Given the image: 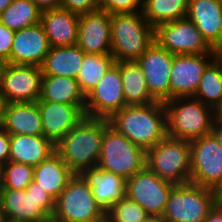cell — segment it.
<instances>
[{
	"label": "cell",
	"mask_w": 222,
	"mask_h": 222,
	"mask_svg": "<svg viewBox=\"0 0 222 222\" xmlns=\"http://www.w3.org/2000/svg\"><path fill=\"white\" fill-rule=\"evenodd\" d=\"M108 120L113 128L145 151L167 136L166 112L160 101L125 106Z\"/></svg>",
	"instance_id": "obj_1"
},
{
	"label": "cell",
	"mask_w": 222,
	"mask_h": 222,
	"mask_svg": "<svg viewBox=\"0 0 222 222\" xmlns=\"http://www.w3.org/2000/svg\"><path fill=\"white\" fill-rule=\"evenodd\" d=\"M108 119L84 117L57 144L56 152L73 174L98 165L104 128Z\"/></svg>",
	"instance_id": "obj_2"
},
{
	"label": "cell",
	"mask_w": 222,
	"mask_h": 222,
	"mask_svg": "<svg viewBox=\"0 0 222 222\" xmlns=\"http://www.w3.org/2000/svg\"><path fill=\"white\" fill-rule=\"evenodd\" d=\"M154 43V28L142 12L111 14V55L115 63L137 60Z\"/></svg>",
	"instance_id": "obj_3"
},
{
	"label": "cell",
	"mask_w": 222,
	"mask_h": 222,
	"mask_svg": "<svg viewBox=\"0 0 222 222\" xmlns=\"http://www.w3.org/2000/svg\"><path fill=\"white\" fill-rule=\"evenodd\" d=\"M164 108L168 137L191 141L211 133L215 120L214 110L198 99L173 98L164 102Z\"/></svg>",
	"instance_id": "obj_4"
},
{
	"label": "cell",
	"mask_w": 222,
	"mask_h": 222,
	"mask_svg": "<svg viewBox=\"0 0 222 222\" xmlns=\"http://www.w3.org/2000/svg\"><path fill=\"white\" fill-rule=\"evenodd\" d=\"M51 222H106V212L80 174H74L55 200Z\"/></svg>",
	"instance_id": "obj_5"
},
{
	"label": "cell",
	"mask_w": 222,
	"mask_h": 222,
	"mask_svg": "<svg viewBox=\"0 0 222 222\" xmlns=\"http://www.w3.org/2000/svg\"><path fill=\"white\" fill-rule=\"evenodd\" d=\"M0 207L8 222H51L55 200L32 181L26 190L0 189Z\"/></svg>",
	"instance_id": "obj_6"
},
{
	"label": "cell",
	"mask_w": 222,
	"mask_h": 222,
	"mask_svg": "<svg viewBox=\"0 0 222 222\" xmlns=\"http://www.w3.org/2000/svg\"><path fill=\"white\" fill-rule=\"evenodd\" d=\"M145 167L159 178L175 185L190 182L191 156L189 141L166 136L146 151Z\"/></svg>",
	"instance_id": "obj_7"
},
{
	"label": "cell",
	"mask_w": 222,
	"mask_h": 222,
	"mask_svg": "<svg viewBox=\"0 0 222 222\" xmlns=\"http://www.w3.org/2000/svg\"><path fill=\"white\" fill-rule=\"evenodd\" d=\"M145 165L146 151L132 143L108 123L104 128L97 166L127 180L142 171Z\"/></svg>",
	"instance_id": "obj_8"
},
{
	"label": "cell",
	"mask_w": 222,
	"mask_h": 222,
	"mask_svg": "<svg viewBox=\"0 0 222 222\" xmlns=\"http://www.w3.org/2000/svg\"><path fill=\"white\" fill-rule=\"evenodd\" d=\"M221 197L217 191L191 182L175 185L169 193L163 217L167 222H203Z\"/></svg>",
	"instance_id": "obj_9"
},
{
	"label": "cell",
	"mask_w": 222,
	"mask_h": 222,
	"mask_svg": "<svg viewBox=\"0 0 222 222\" xmlns=\"http://www.w3.org/2000/svg\"><path fill=\"white\" fill-rule=\"evenodd\" d=\"M189 143L190 182L217 191L222 196V147L212 133Z\"/></svg>",
	"instance_id": "obj_10"
},
{
	"label": "cell",
	"mask_w": 222,
	"mask_h": 222,
	"mask_svg": "<svg viewBox=\"0 0 222 222\" xmlns=\"http://www.w3.org/2000/svg\"><path fill=\"white\" fill-rule=\"evenodd\" d=\"M40 66L2 63L0 93L5 103L37 102L41 95Z\"/></svg>",
	"instance_id": "obj_11"
},
{
	"label": "cell",
	"mask_w": 222,
	"mask_h": 222,
	"mask_svg": "<svg viewBox=\"0 0 222 222\" xmlns=\"http://www.w3.org/2000/svg\"><path fill=\"white\" fill-rule=\"evenodd\" d=\"M154 41L174 55L215 53L187 17L156 26Z\"/></svg>",
	"instance_id": "obj_12"
},
{
	"label": "cell",
	"mask_w": 222,
	"mask_h": 222,
	"mask_svg": "<svg viewBox=\"0 0 222 222\" xmlns=\"http://www.w3.org/2000/svg\"><path fill=\"white\" fill-rule=\"evenodd\" d=\"M125 106L120 62H117L107 70L104 77L85 96V116L110 119Z\"/></svg>",
	"instance_id": "obj_13"
},
{
	"label": "cell",
	"mask_w": 222,
	"mask_h": 222,
	"mask_svg": "<svg viewBox=\"0 0 222 222\" xmlns=\"http://www.w3.org/2000/svg\"><path fill=\"white\" fill-rule=\"evenodd\" d=\"M174 186L145 167L126 180V196L144 208L150 216H163L169 193Z\"/></svg>",
	"instance_id": "obj_14"
},
{
	"label": "cell",
	"mask_w": 222,
	"mask_h": 222,
	"mask_svg": "<svg viewBox=\"0 0 222 222\" xmlns=\"http://www.w3.org/2000/svg\"><path fill=\"white\" fill-rule=\"evenodd\" d=\"M174 54L154 43L136 60L150 95L160 102L170 100V75Z\"/></svg>",
	"instance_id": "obj_15"
},
{
	"label": "cell",
	"mask_w": 222,
	"mask_h": 222,
	"mask_svg": "<svg viewBox=\"0 0 222 222\" xmlns=\"http://www.w3.org/2000/svg\"><path fill=\"white\" fill-rule=\"evenodd\" d=\"M215 53L174 55L170 75V99L193 97L200 78Z\"/></svg>",
	"instance_id": "obj_16"
},
{
	"label": "cell",
	"mask_w": 222,
	"mask_h": 222,
	"mask_svg": "<svg viewBox=\"0 0 222 222\" xmlns=\"http://www.w3.org/2000/svg\"><path fill=\"white\" fill-rule=\"evenodd\" d=\"M77 45L87 54H111V14L102 9L80 14Z\"/></svg>",
	"instance_id": "obj_17"
},
{
	"label": "cell",
	"mask_w": 222,
	"mask_h": 222,
	"mask_svg": "<svg viewBox=\"0 0 222 222\" xmlns=\"http://www.w3.org/2000/svg\"><path fill=\"white\" fill-rule=\"evenodd\" d=\"M43 136L55 145L85 117V105L37 101Z\"/></svg>",
	"instance_id": "obj_18"
},
{
	"label": "cell",
	"mask_w": 222,
	"mask_h": 222,
	"mask_svg": "<svg viewBox=\"0 0 222 222\" xmlns=\"http://www.w3.org/2000/svg\"><path fill=\"white\" fill-rule=\"evenodd\" d=\"M51 46L40 23L14 34L9 63L41 66Z\"/></svg>",
	"instance_id": "obj_19"
},
{
	"label": "cell",
	"mask_w": 222,
	"mask_h": 222,
	"mask_svg": "<svg viewBox=\"0 0 222 222\" xmlns=\"http://www.w3.org/2000/svg\"><path fill=\"white\" fill-rule=\"evenodd\" d=\"M186 17L213 49L222 42V0H190Z\"/></svg>",
	"instance_id": "obj_20"
},
{
	"label": "cell",
	"mask_w": 222,
	"mask_h": 222,
	"mask_svg": "<svg viewBox=\"0 0 222 222\" xmlns=\"http://www.w3.org/2000/svg\"><path fill=\"white\" fill-rule=\"evenodd\" d=\"M40 24L48 37L51 47L77 44L79 14L63 8L46 10L41 13Z\"/></svg>",
	"instance_id": "obj_21"
},
{
	"label": "cell",
	"mask_w": 222,
	"mask_h": 222,
	"mask_svg": "<svg viewBox=\"0 0 222 222\" xmlns=\"http://www.w3.org/2000/svg\"><path fill=\"white\" fill-rule=\"evenodd\" d=\"M0 126L10 135H43L37 102L5 103Z\"/></svg>",
	"instance_id": "obj_22"
},
{
	"label": "cell",
	"mask_w": 222,
	"mask_h": 222,
	"mask_svg": "<svg viewBox=\"0 0 222 222\" xmlns=\"http://www.w3.org/2000/svg\"><path fill=\"white\" fill-rule=\"evenodd\" d=\"M100 207L107 212L116 202L126 196V179L98 166L82 174Z\"/></svg>",
	"instance_id": "obj_23"
},
{
	"label": "cell",
	"mask_w": 222,
	"mask_h": 222,
	"mask_svg": "<svg viewBox=\"0 0 222 222\" xmlns=\"http://www.w3.org/2000/svg\"><path fill=\"white\" fill-rule=\"evenodd\" d=\"M56 152V145L43 135H10L9 161L36 167Z\"/></svg>",
	"instance_id": "obj_24"
},
{
	"label": "cell",
	"mask_w": 222,
	"mask_h": 222,
	"mask_svg": "<svg viewBox=\"0 0 222 222\" xmlns=\"http://www.w3.org/2000/svg\"><path fill=\"white\" fill-rule=\"evenodd\" d=\"M73 175L69 166L55 152L34 167L33 181L56 200Z\"/></svg>",
	"instance_id": "obj_25"
},
{
	"label": "cell",
	"mask_w": 222,
	"mask_h": 222,
	"mask_svg": "<svg viewBox=\"0 0 222 222\" xmlns=\"http://www.w3.org/2000/svg\"><path fill=\"white\" fill-rule=\"evenodd\" d=\"M84 52L79 46L51 47L41 67L42 75L76 79L83 62Z\"/></svg>",
	"instance_id": "obj_26"
},
{
	"label": "cell",
	"mask_w": 222,
	"mask_h": 222,
	"mask_svg": "<svg viewBox=\"0 0 222 222\" xmlns=\"http://www.w3.org/2000/svg\"><path fill=\"white\" fill-rule=\"evenodd\" d=\"M38 101L85 105V95L74 78L43 75L41 95Z\"/></svg>",
	"instance_id": "obj_27"
},
{
	"label": "cell",
	"mask_w": 222,
	"mask_h": 222,
	"mask_svg": "<svg viewBox=\"0 0 222 222\" xmlns=\"http://www.w3.org/2000/svg\"><path fill=\"white\" fill-rule=\"evenodd\" d=\"M120 74L126 106L146 105L156 101L150 95L145 75L136 60L121 61Z\"/></svg>",
	"instance_id": "obj_28"
},
{
	"label": "cell",
	"mask_w": 222,
	"mask_h": 222,
	"mask_svg": "<svg viewBox=\"0 0 222 222\" xmlns=\"http://www.w3.org/2000/svg\"><path fill=\"white\" fill-rule=\"evenodd\" d=\"M190 0H144L143 16L156 26L186 17Z\"/></svg>",
	"instance_id": "obj_29"
},
{
	"label": "cell",
	"mask_w": 222,
	"mask_h": 222,
	"mask_svg": "<svg viewBox=\"0 0 222 222\" xmlns=\"http://www.w3.org/2000/svg\"><path fill=\"white\" fill-rule=\"evenodd\" d=\"M215 61V62H214ZM213 110L222 99V63L216 58L204 70L193 96Z\"/></svg>",
	"instance_id": "obj_30"
},
{
	"label": "cell",
	"mask_w": 222,
	"mask_h": 222,
	"mask_svg": "<svg viewBox=\"0 0 222 222\" xmlns=\"http://www.w3.org/2000/svg\"><path fill=\"white\" fill-rule=\"evenodd\" d=\"M41 13L32 0H13L0 14V22L16 32L40 23Z\"/></svg>",
	"instance_id": "obj_31"
},
{
	"label": "cell",
	"mask_w": 222,
	"mask_h": 222,
	"mask_svg": "<svg viewBox=\"0 0 222 222\" xmlns=\"http://www.w3.org/2000/svg\"><path fill=\"white\" fill-rule=\"evenodd\" d=\"M114 63L115 61L111 54H84L76 80L85 96L104 77L107 70Z\"/></svg>",
	"instance_id": "obj_32"
},
{
	"label": "cell",
	"mask_w": 222,
	"mask_h": 222,
	"mask_svg": "<svg viewBox=\"0 0 222 222\" xmlns=\"http://www.w3.org/2000/svg\"><path fill=\"white\" fill-rule=\"evenodd\" d=\"M148 217L146 210L127 196L106 212V222H145Z\"/></svg>",
	"instance_id": "obj_33"
},
{
	"label": "cell",
	"mask_w": 222,
	"mask_h": 222,
	"mask_svg": "<svg viewBox=\"0 0 222 222\" xmlns=\"http://www.w3.org/2000/svg\"><path fill=\"white\" fill-rule=\"evenodd\" d=\"M34 167L12 161L3 165V185L1 189L26 190L33 181Z\"/></svg>",
	"instance_id": "obj_34"
},
{
	"label": "cell",
	"mask_w": 222,
	"mask_h": 222,
	"mask_svg": "<svg viewBox=\"0 0 222 222\" xmlns=\"http://www.w3.org/2000/svg\"><path fill=\"white\" fill-rule=\"evenodd\" d=\"M143 10L144 0H100V9L105 10L109 14L114 13H135L136 8Z\"/></svg>",
	"instance_id": "obj_35"
},
{
	"label": "cell",
	"mask_w": 222,
	"mask_h": 222,
	"mask_svg": "<svg viewBox=\"0 0 222 222\" xmlns=\"http://www.w3.org/2000/svg\"><path fill=\"white\" fill-rule=\"evenodd\" d=\"M61 8L80 15L100 9V0H61Z\"/></svg>",
	"instance_id": "obj_36"
},
{
	"label": "cell",
	"mask_w": 222,
	"mask_h": 222,
	"mask_svg": "<svg viewBox=\"0 0 222 222\" xmlns=\"http://www.w3.org/2000/svg\"><path fill=\"white\" fill-rule=\"evenodd\" d=\"M15 32L0 22V62L9 63Z\"/></svg>",
	"instance_id": "obj_37"
},
{
	"label": "cell",
	"mask_w": 222,
	"mask_h": 222,
	"mask_svg": "<svg viewBox=\"0 0 222 222\" xmlns=\"http://www.w3.org/2000/svg\"><path fill=\"white\" fill-rule=\"evenodd\" d=\"M10 158V134L0 126V164L5 165Z\"/></svg>",
	"instance_id": "obj_38"
},
{
	"label": "cell",
	"mask_w": 222,
	"mask_h": 222,
	"mask_svg": "<svg viewBox=\"0 0 222 222\" xmlns=\"http://www.w3.org/2000/svg\"><path fill=\"white\" fill-rule=\"evenodd\" d=\"M203 222H222V197L210 209Z\"/></svg>",
	"instance_id": "obj_39"
},
{
	"label": "cell",
	"mask_w": 222,
	"mask_h": 222,
	"mask_svg": "<svg viewBox=\"0 0 222 222\" xmlns=\"http://www.w3.org/2000/svg\"><path fill=\"white\" fill-rule=\"evenodd\" d=\"M32 1L42 12L61 7V0H32Z\"/></svg>",
	"instance_id": "obj_40"
},
{
	"label": "cell",
	"mask_w": 222,
	"mask_h": 222,
	"mask_svg": "<svg viewBox=\"0 0 222 222\" xmlns=\"http://www.w3.org/2000/svg\"><path fill=\"white\" fill-rule=\"evenodd\" d=\"M211 133L215 136L218 143L222 147V120L220 119L214 120Z\"/></svg>",
	"instance_id": "obj_41"
},
{
	"label": "cell",
	"mask_w": 222,
	"mask_h": 222,
	"mask_svg": "<svg viewBox=\"0 0 222 222\" xmlns=\"http://www.w3.org/2000/svg\"><path fill=\"white\" fill-rule=\"evenodd\" d=\"M215 58L222 63V42L214 49Z\"/></svg>",
	"instance_id": "obj_42"
},
{
	"label": "cell",
	"mask_w": 222,
	"mask_h": 222,
	"mask_svg": "<svg viewBox=\"0 0 222 222\" xmlns=\"http://www.w3.org/2000/svg\"><path fill=\"white\" fill-rule=\"evenodd\" d=\"M145 222H167L163 216H150Z\"/></svg>",
	"instance_id": "obj_43"
},
{
	"label": "cell",
	"mask_w": 222,
	"mask_h": 222,
	"mask_svg": "<svg viewBox=\"0 0 222 222\" xmlns=\"http://www.w3.org/2000/svg\"><path fill=\"white\" fill-rule=\"evenodd\" d=\"M215 119L222 120V99L217 108L214 110Z\"/></svg>",
	"instance_id": "obj_44"
},
{
	"label": "cell",
	"mask_w": 222,
	"mask_h": 222,
	"mask_svg": "<svg viewBox=\"0 0 222 222\" xmlns=\"http://www.w3.org/2000/svg\"><path fill=\"white\" fill-rule=\"evenodd\" d=\"M13 0H0V14L11 4Z\"/></svg>",
	"instance_id": "obj_45"
},
{
	"label": "cell",
	"mask_w": 222,
	"mask_h": 222,
	"mask_svg": "<svg viewBox=\"0 0 222 222\" xmlns=\"http://www.w3.org/2000/svg\"><path fill=\"white\" fill-rule=\"evenodd\" d=\"M3 185V165L0 164V189Z\"/></svg>",
	"instance_id": "obj_46"
},
{
	"label": "cell",
	"mask_w": 222,
	"mask_h": 222,
	"mask_svg": "<svg viewBox=\"0 0 222 222\" xmlns=\"http://www.w3.org/2000/svg\"><path fill=\"white\" fill-rule=\"evenodd\" d=\"M3 106H4V102L2 100V96L0 93V121H1V117H2Z\"/></svg>",
	"instance_id": "obj_47"
},
{
	"label": "cell",
	"mask_w": 222,
	"mask_h": 222,
	"mask_svg": "<svg viewBox=\"0 0 222 222\" xmlns=\"http://www.w3.org/2000/svg\"><path fill=\"white\" fill-rule=\"evenodd\" d=\"M0 222H7V221H6V218H5V216H4V213H3L2 210H1V207H0Z\"/></svg>",
	"instance_id": "obj_48"
}]
</instances>
